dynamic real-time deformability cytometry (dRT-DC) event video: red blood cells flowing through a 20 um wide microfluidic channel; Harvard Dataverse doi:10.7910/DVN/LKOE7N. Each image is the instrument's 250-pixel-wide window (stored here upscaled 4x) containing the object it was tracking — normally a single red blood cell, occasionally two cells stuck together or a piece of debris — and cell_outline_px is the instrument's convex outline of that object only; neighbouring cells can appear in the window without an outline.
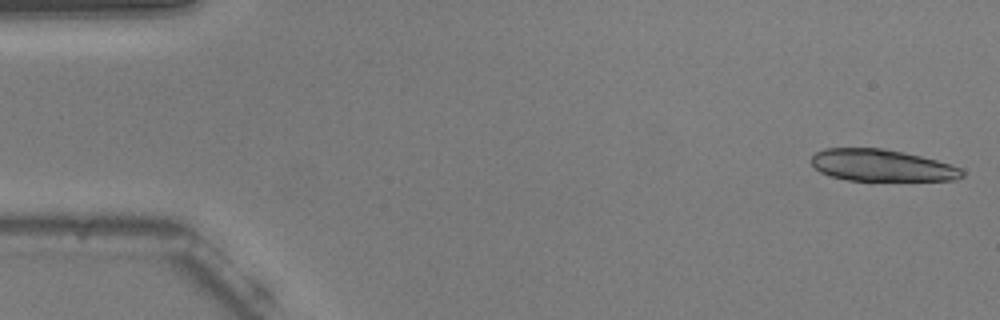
{"species": "common noctule bat (a hibernating species)", "species_latin": "Nyctalus noctula", "temperature_condition": "warm", "stored_images_in_passage": 24, "camera_frame_rate_fps": 3000, "um_per_image_px": 0.085, "animal": {"sex": "male", "body_mass_g": 20.5, "forearm_length_mm": 52.5}, "frame": {"image": 1, "passage_image": 1, "time_ms": 0.0, "image_size_px": [1000, 320], "cell_outline_px": [[964, 176], [956, 180], [848, 180], [828, 176], [820, 172], [808, 160], [816, 152], [824, 148], [884, 148], [904, 152], [936, 160], [960, 168], [964, 172]], "centroid_in_image_um": [74.9, 14.05], "position_along_channel_um": 10.1, "area_um2": 27.98}}